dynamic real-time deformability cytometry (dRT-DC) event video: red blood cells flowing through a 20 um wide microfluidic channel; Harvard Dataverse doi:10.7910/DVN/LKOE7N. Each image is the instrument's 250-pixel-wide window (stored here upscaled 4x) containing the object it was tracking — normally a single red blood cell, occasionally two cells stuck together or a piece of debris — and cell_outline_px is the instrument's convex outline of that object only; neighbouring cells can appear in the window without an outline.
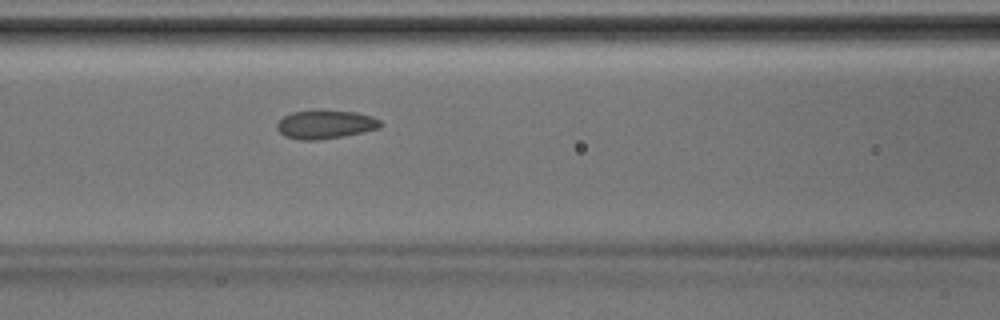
{"species": "Egyptian fruit bat (a non-hibernating species)", "species_latin": "Rousettus aegyptiacus", "temperature_condition": "room temperature", "stored_images_in_passage": 19, "camera_frame_rate_fps": 3000, "um_per_image_px": 0.085, "animal": {"sex": "male"}, "frame": {"image": 1, "passage_image": 14, "time_ms": 4.333, "image_size_px": [1000, 320], "cell_outline_px": [[380, 128], [364, 132], [316, 140], [300, 140], [284, 136], [276, 128], [276, 124], [284, 116], [292, 112], [356, 112], [372, 116], [380, 120]], "centroid_in_image_um": [27.64, 10.6], "position_along_channel_um": 139.0, "area_um2": 16.65}}
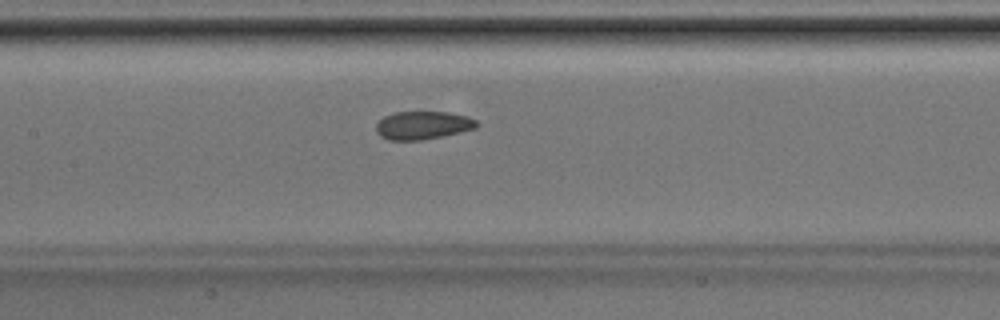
{"frame": {"image": 2, "passage_image": 16, "time_ms": 5.0, "image_size_px": [1000, 320], "cell_outline_px": [[480, 124], [476, 128], [460, 132], [420, 140], [388, 140], [380, 136], [376, 132], [376, 124], [384, 116], [396, 112], [448, 112], [468, 116], [476, 120]], "centroid_in_image_um": [35.94, 10.64], "position_along_channel_um": 171.5, "area_um2": 16.47}}